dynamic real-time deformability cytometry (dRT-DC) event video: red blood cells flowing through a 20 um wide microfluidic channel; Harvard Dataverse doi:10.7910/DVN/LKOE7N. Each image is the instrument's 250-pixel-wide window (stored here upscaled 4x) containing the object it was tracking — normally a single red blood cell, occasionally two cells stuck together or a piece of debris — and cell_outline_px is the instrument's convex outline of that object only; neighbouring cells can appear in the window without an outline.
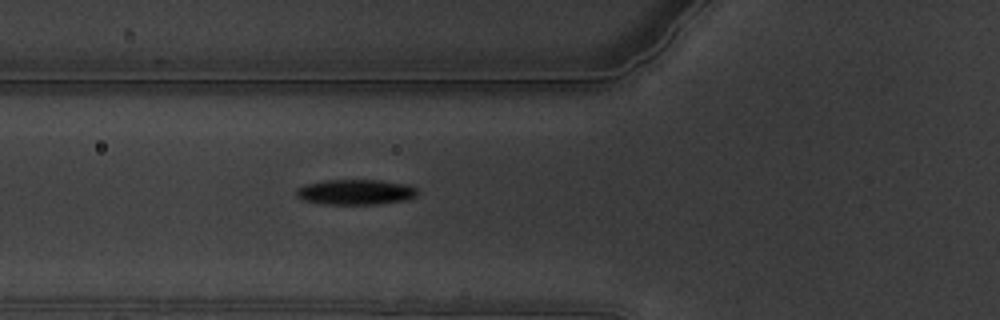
{"species": "common noctule bat (a hibernating species)", "species_latin": "Nyctalus noctula", "temperature_condition": "warm", "stored_images_in_passage": 48, "camera_frame_rate_fps": 3000, "um_per_image_px": 0.085, "animal": {"sex": "male", "body_mass_g": 19.5, "forearm_length_mm": 54.6}, "frame": {"image": 1, "passage_image": 10, "time_ms": 3.0, "image_size_px": [1000, 320], "cell_outline_px": [[420, 192], [416, 196], [404, 200], [380, 204], [324, 204], [304, 200], [296, 196], [296, 188], [304, 184], [328, 180], [380, 180], [404, 184], [416, 188]], "centroid_in_image_um": [30.21, 16.32], "position_along_channel_um": 95.6, "area_um2": 17.86}}
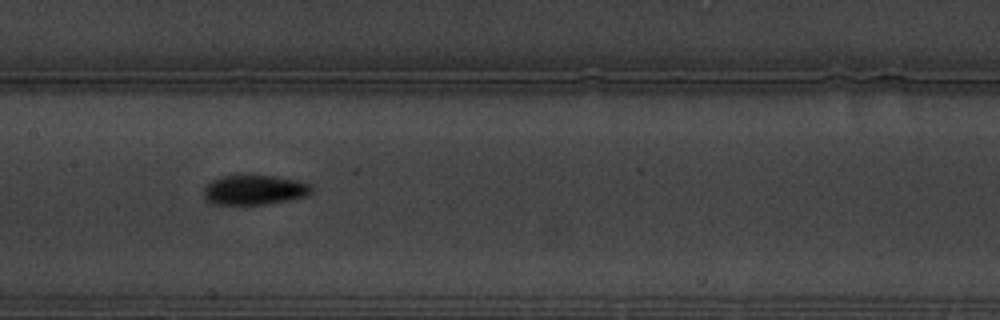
{"frame": {"image": 2, "passage_image": 18, "time_ms": 5.667, "image_size_px": [1000, 320], "cell_outline_px": [[312, 192], [308, 196], [288, 200], [264, 204], [212, 204], [204, 200], [204, 188], [212, 180], [220, 176], [276, 176], [300, 180], [312, 184]], "centroid_in_image_um": [21.65, 16.14], "position_along_channel_um": 185.7, "area_um2": 18.79}}
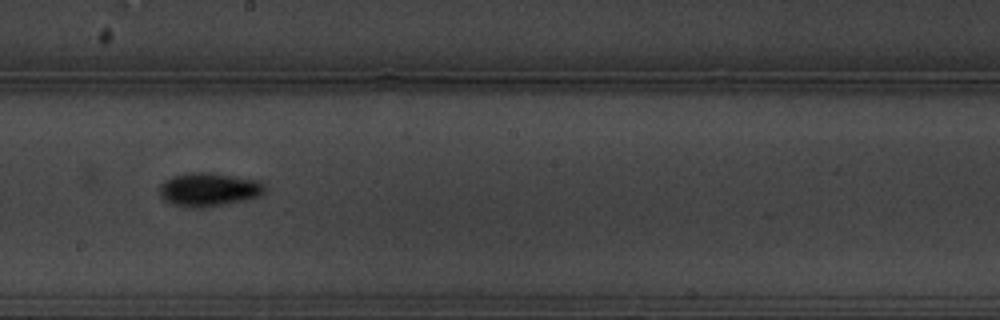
{"frame": {"image": 3, "passage_image": 22, "time_ms": 7.0, "image_size_px": [1000, 320], "cell_outline_px": [[268, 192], [260, 196], [248, 200], [204, 208], [184, 208], [172, 204], [164, 200], [160, 196], [160, 184], [164, 180], [172, 176], [188, 172], [208, 172], [256, 180], [264, 184]], "centroid_in_image_um": [17.75, 16.13], "position_along_channel_um": 230.5, "area_um2": 21.04}, "authors_computed_cell_mechanics": {"area_um2": 18.1781, "velocity_mm_per_s": 3.3634, "shape_relaxation_time_tau1_ms": 3.9231, "shape_relaxation_time_tau2_ms": 4.6458, "deformation_change_tau1": 0.168, "deformation_change_tau2": 0.0876}}